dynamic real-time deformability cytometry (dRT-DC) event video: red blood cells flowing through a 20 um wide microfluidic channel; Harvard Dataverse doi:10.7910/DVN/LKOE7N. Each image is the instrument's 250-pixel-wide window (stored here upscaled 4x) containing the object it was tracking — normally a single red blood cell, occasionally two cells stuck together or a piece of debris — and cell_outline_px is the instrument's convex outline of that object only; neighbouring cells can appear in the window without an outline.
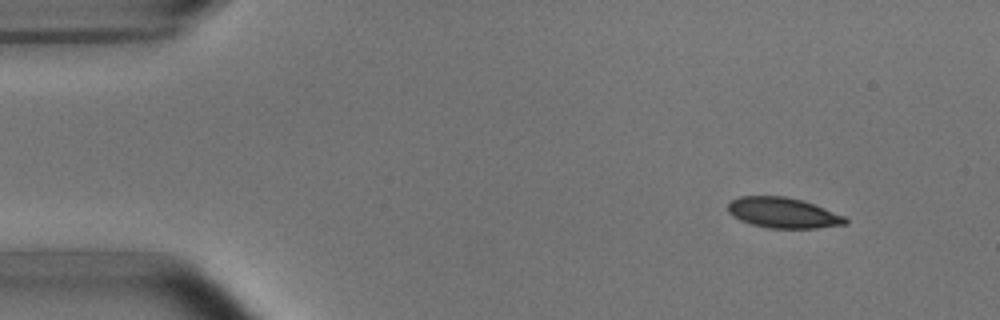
{"species": "common noctule bat (a hibernating species)", "species_latin": "Nyctalus noctula", "temperature_condition": "room temperature", "stored_images_in_passage": 4, "camera_frame_rate_fps": 3000, "um_per_image_px": 0.085, "animal": {"sex": "male", "body_mass_g": 15.6}, "frame": {"image": 1, "passage_image": 1, "time_ms": 0.0, "image_size_px": [1000, 320], "cell_outline_px": [[848, 224], [816, 228], [768, 228], [752, 224], [740, 220], [732, 216], [728, 212], [728, 204], [732, 200], [740, 196], [784, 196], [800, 200], [824, 208], [844, 216], [848, 220]], "centroid_in_image_um": [66.54, 18.09], "position_along_channel_um": 18.5, "area_um2": 20.69}}
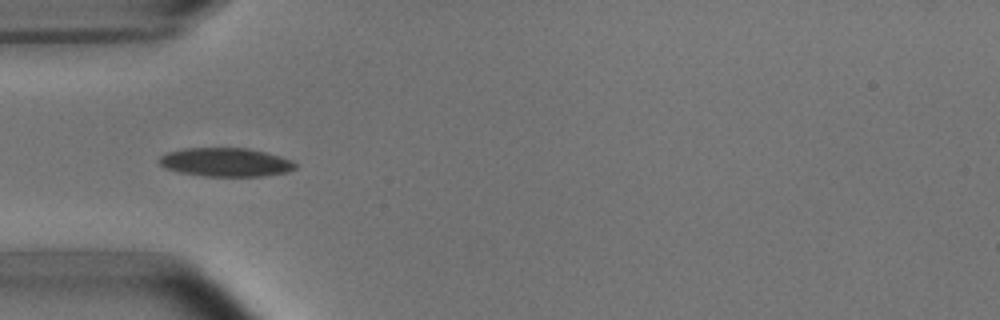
{"frame": {"image": 2, "passage_image": 4, "time_ms": 3.667, "image_size_px": [1000, 320], "cell_outline_px": [[296, 168], [288, 172], [264, 176], [204, 176], [180, 172], [164, 168], [156, 160], [160, 156], [168, 152], [184, 148], [248, 148], [268, 152], [292, 160], [296, 164]], "centroid_in_image_um": [19.19, 13.78], "position_along_channel_um": 65.8, "area_um2": 22.95}}